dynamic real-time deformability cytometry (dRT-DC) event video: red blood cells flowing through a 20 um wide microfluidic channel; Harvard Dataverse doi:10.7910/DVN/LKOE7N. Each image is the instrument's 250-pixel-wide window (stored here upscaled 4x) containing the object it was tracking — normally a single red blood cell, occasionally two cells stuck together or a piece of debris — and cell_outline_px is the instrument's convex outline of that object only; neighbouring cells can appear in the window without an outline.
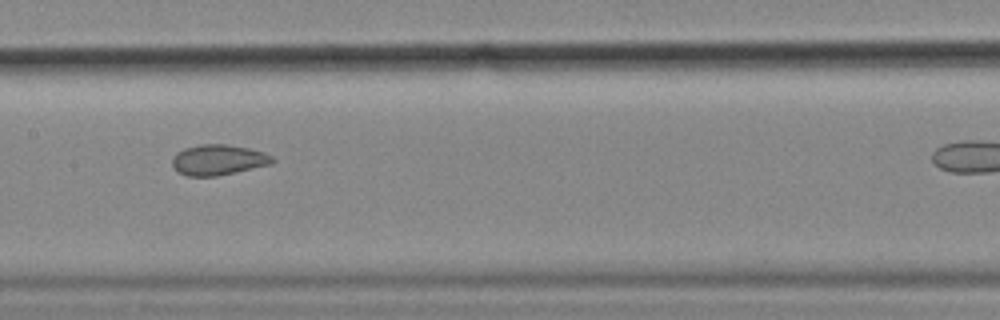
{"species": "common noctule bat (a hibernating species)", "species_latin": "Nyctalus noctula", "temperature_condition": "cold", "stored_images_in_passage": 32, "camera_frame_rate_fps": 3000, "um_per_image_px": 0.085, "animal": {"sex": "female", "body_mass_g": 18.4}, "frame": {"image": 1, "passage_image": 14, "time_ms": 4.333, "image_size_px": [1000, 320], "cell_outline_px": [[276, 160], [272, 164], [216, 176], [188, 176], [180, 172], [172, 164], [172, 160], [176, 152], [184, 148], [200, 144], [228, 144], [248, 148], [264, 152], [272, 156]], "centroid_in_image_um": [18.58, 13.57], "position_along_channel_um": 188.8, "area_um2": 17.74}}